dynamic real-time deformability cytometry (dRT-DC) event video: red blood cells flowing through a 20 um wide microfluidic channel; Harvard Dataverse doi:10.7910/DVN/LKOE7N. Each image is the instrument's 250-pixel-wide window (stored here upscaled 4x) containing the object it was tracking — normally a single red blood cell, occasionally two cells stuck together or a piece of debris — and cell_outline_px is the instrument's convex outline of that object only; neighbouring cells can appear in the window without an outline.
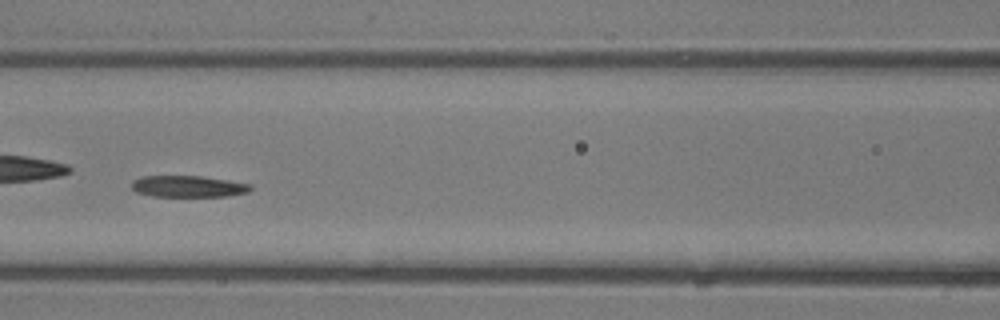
{"species": "common noctule bat (a hibernating species)", "species_latin": "Nyctalus noctula", "temperature_condition": "room temperature", "stored_images_in_passage": 38, "camera_frame_rate_fps": 3000, "um_per_image_px": 0.085, "animal": {"sex": "male", "body_mass_g": 13.3}, "frame": {"image": 1, "passage_image": 17, "time_ms": 5.333, "image_size_px": [1000, 320], "cell_outline_px": [[252, 188], [248, 192], [228, 196], [152, 196], [136, 192], [132, 188], [132, 180], [144, 176], [200, 176], [228, 180], [252, 184]], "centroid_in_image_um": [16.01, 15.84], "position_along_channel_um": 150.6, "area_um2": 14.85}}
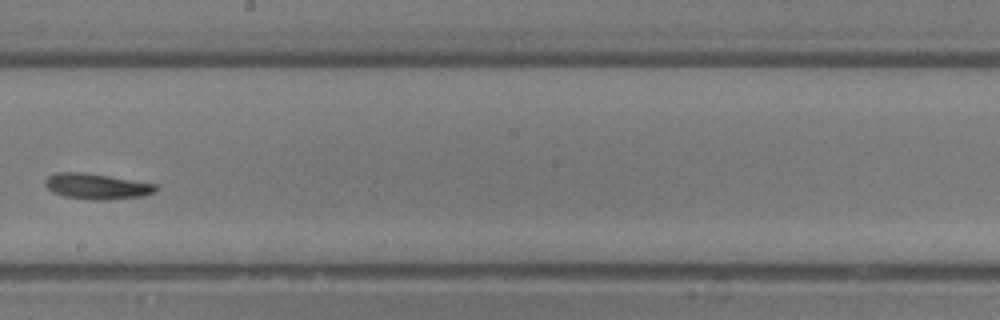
{"frame": {"image": 2, "passage_image": 22, "time_ms": 7.0, "image_size_px": [1000, 320], "cell_outline_px": [[156, 192], [140, 196], [108, 200], [92, 200], [64, 196], [52, 192], [44, 184], [48, 176], [56, 172], [80, 172], [108, 176], [156, 184]], "centroid_in_image_um": [8.19, 15.84], "position_along_channel_um": 240.0, "area_um2": 16.36}}